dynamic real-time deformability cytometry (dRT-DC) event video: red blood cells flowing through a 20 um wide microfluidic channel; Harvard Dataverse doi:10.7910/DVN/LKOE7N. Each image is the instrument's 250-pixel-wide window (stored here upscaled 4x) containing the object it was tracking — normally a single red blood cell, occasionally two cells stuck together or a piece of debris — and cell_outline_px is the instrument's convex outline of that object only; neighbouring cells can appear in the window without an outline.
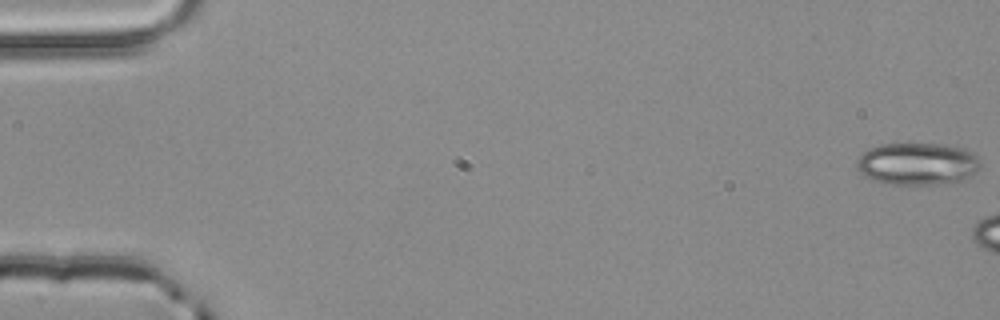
{"species": "common noctule bat (a hibernating species)", "species_latin": "Nyctalus noctula", "temperature_condition": "room temperature", "stored_images_in_passage": 3, "camera_frame_rate_fps": 3000, "um_per_image_px": 0.085, "animal": {"sex": "male", "body_mass_g": 20.4}, "frame": {"image": 1, "passage_image": 1, "time_ms": 0.0, "image_size_px": [1000, 320], "cell_outline_px": [[980, 168], [972, 176], [964, 180], [940, 184], [892, 184], [876, 180], [864, 176], [856, 168], [856, 160], [868, 148], [880, 144], [940, 144], [964, 148], [972, 152], [980, 160]], "centroid_in_image_um": [78.0, 13.92], "position_along_channel_um": 7.0, "area_um2": 30.58}}